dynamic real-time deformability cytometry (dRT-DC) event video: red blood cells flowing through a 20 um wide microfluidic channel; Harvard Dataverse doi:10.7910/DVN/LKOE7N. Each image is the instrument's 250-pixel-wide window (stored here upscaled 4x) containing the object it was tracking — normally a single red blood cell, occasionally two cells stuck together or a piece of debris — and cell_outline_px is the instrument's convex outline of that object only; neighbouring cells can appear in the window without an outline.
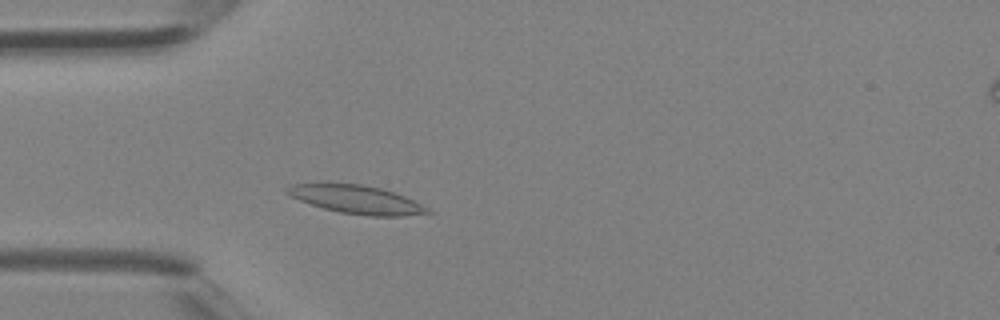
{"species": "Egyptian fruit bat (a non-hibernating species)", "species_latin": "Rousettus aegyptiacus", "temperature_condition": "room temperature", "stored_images_in_passage": 36, "camera_frame_rate_fps": 3000, "um_per_image_px": 0.085, "animal": {"sex": "female"}, "frame": {"image": 1, "passage_image": 8, "time_ms": 2.333, "image_size_px": [1000, 320], "cell_outline_px": [[432, 212], [404, 216], [372, 216], [340, 212], [324, 208], [300, 200], [284, 192], [284, 188], [292, 184], [360, 184], [380, 188], [396, 192], [428, 208]], "centroid_in_image_um": [30.31, 16.96], "position_along_channel_um": 54.7, "area_um2": 22.72}}
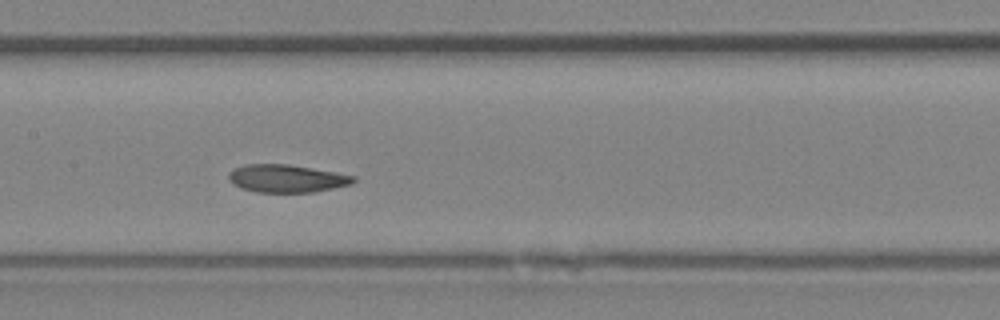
{"frame": {"image": 2, "passage_image": 16, "time_ms": 5.0, "image_size_px": [1000, 320], "cell_outline_px": [[356, 180], [352, 184], [316, 192], [256, 192], [240, 188], [232, 184], [228, 180], [228, 172], [232, 168], [244, 164], [288, 164], [336, 172], [356, 176]], "centroid_in_image_um": [24.34, 15.17], "position_along_channel_um": 183.1, "area_um2": 20.52}}
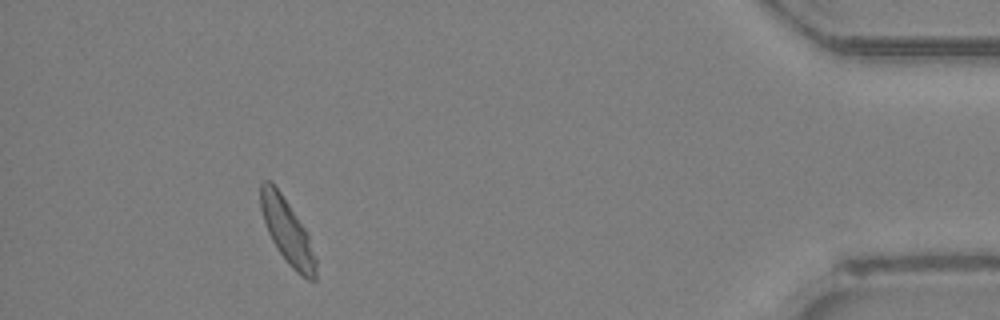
{"frame": {"image": 3, "passage_image": 33, "time_ms": 10.667, "image_size_px": [1000, 320], "cell_outline_px": [[316, 280], [308, 280], [300, 276], [288, 264], [276, 248], [268, 232], [260, 208], [260, 184], [264, 180], [272, 180], [304, 228], [308, 236], [316, 260]], "centroid_in_image_um": [24.39, 19.67], "position_along_channel_um": 410.8, "area_um2": 20.58}}